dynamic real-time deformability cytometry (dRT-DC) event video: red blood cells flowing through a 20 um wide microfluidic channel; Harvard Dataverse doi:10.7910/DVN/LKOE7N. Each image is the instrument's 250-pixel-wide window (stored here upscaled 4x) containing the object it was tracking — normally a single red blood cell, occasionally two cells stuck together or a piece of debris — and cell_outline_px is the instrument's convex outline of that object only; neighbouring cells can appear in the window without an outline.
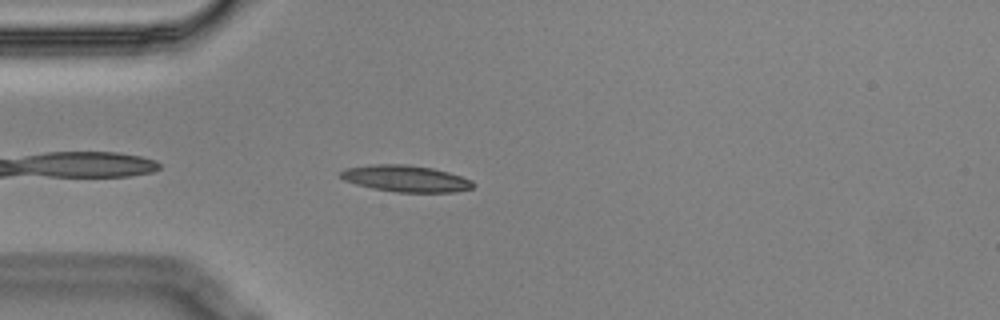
{"species": "Egyptian fruit bat (a non-hibernating species)", "species_latin": "Rousettus aegyptiacus", "temperature_condition": "cold", "stored_images_in_passage": 45, "segment_of_instrument_passage": [1, 2], "camera_frame_rate_fps": 3000, "um_per_image_px": 0.085, "animal": {"sex": "male"}, "frame": {"image": 1, "passage_image": 4, "time_ms": 1.0, "image_size_px": [1000, 320], "cell_outline_px": [[476, 184], [472, 188], [456, 192], [396, 192], [372, 188], [356, 184], [344, 180], [340, 176], [340, 172], [344, 168], [376, 164], [404, 164], [432, 168], [448, 172], [472, 180]], "centroid_in_image_um": [34.49, 15.18], "position_along_channel_um": 50.5, "area_um2": 20.46}}
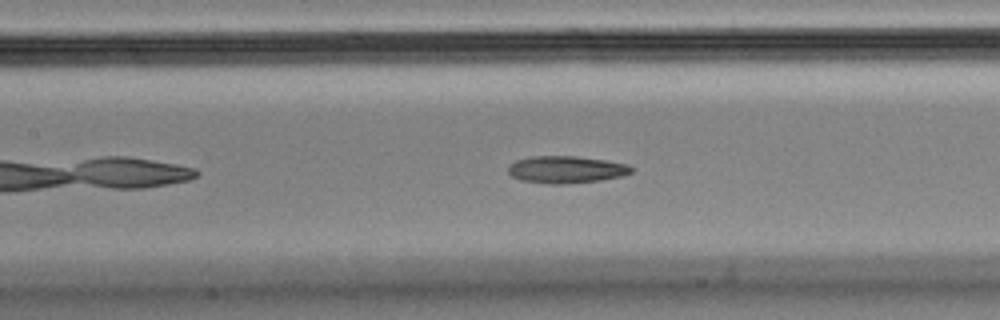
{"frame": {"image": 2, "passage_image": 14, "time_ms": 4.333, "image_size_px": [1000, 320], "cell_outline_px": [[632, 172], [624, 176], [600, 180], [564, 184], [552, 184], [520, 180], [512, 176], [508, 172], [508, 164], [516, 160], [532, 156], [576, 156], [604, 160], [628, 164], [632, 168]], "centroid_in_image_um": [48.11, 14.41], "position_along_channel_um": 159.3, "area_um2": 19.54}}
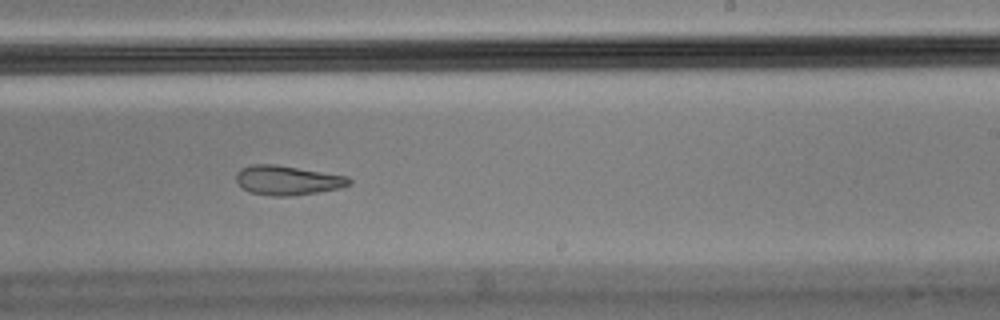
{"frame": {"image": 3, "passage_image": 23, "time_ms": 7.333, "image_size_px": [1000, 320], "cell_outline_px": [[352, 184], [340, 188], [292, 196], [272, 196], [248, 192], [236, 180], [236, 172], [240, 168], [252, 164], [276, 164], [348, 176], [352, 180]], "centroid_in_image_um": [24.44, 15.32], "position_along_channel_um": 264.6, "area_um2": 19.48}}